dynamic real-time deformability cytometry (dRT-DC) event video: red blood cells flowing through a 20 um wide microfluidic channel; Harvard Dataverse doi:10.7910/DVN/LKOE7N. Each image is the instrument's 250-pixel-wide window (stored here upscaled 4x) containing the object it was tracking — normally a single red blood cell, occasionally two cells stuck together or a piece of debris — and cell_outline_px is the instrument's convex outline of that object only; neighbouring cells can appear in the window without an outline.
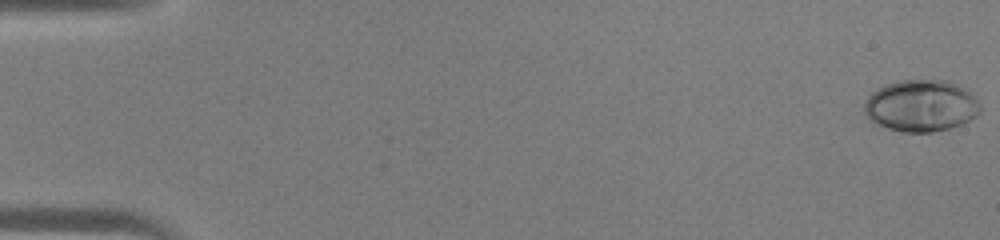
{"species": "human", "species_latin": "Homo sapiens", "temperature_condition": "warm", "stored_images_in_passage": 45, "camera_frame_rate_fps": 3000, "um_per_image_px": 0.085, "donor": {"sex": "male"}, "frame": {"image": 1, "passage_image": 1, "time_ms": 0.0, "image_size_px": [1000, 240], "cell_outline_px": [[980, 112], [976, 116], [960, 124], [948, 128], [932, 132], [904, 132], [888, 128], [876, 124], [864, 112], [864, 104], [868, 96], [876, 88], [896, 80], [948, 80], [956, 84], [968, 92], [980, 104]], "centroid_in_image_um": [78.25, 8.98], "position_along_channel_um": 6.7, "area_um2": 34.74}}
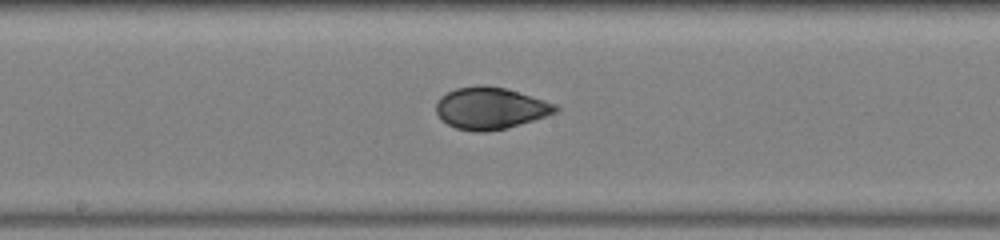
{"frame": {"image": 2, "passage_image": 25, "time_ms": 8.0, "image_size_px": [1000, 240], "cell_outline_px": [[560, 108], [556, 112], [532, 120], [504, 128], [484, 132], [472, 132], [456, 128], [448, 124], [436, 112], [436, 100], [440, 96], [456, 88], [476, 84], [484, 84], [504, 88], [544, 100], [556, 104]], "centroid_in_image_um": [41.64, 9.18], "position_along_channel_um": 206.6, "area_um2": 28.9}}
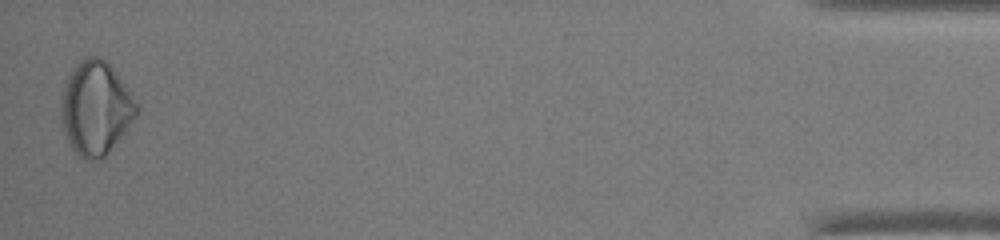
{"frame": {"image": 3, "passage_image": 45, "time_ms": 14.667, "image_size_px": [1000, 240], "cell_outline_px": [[140, 108], [136, 116], [108, 152], [104, 156], [88, 160], [84, 160], [72, 148], [64, 132], [60, 112], [60, 96], [68, 72], [80, 60], [88, 56], [96, 56], [104, 60], [108, 64], [124, 84]], "centroid_in_image_um": [8.08, 9.16], "position_along_channel_um": 427.1, "area_um2": 40.69}}